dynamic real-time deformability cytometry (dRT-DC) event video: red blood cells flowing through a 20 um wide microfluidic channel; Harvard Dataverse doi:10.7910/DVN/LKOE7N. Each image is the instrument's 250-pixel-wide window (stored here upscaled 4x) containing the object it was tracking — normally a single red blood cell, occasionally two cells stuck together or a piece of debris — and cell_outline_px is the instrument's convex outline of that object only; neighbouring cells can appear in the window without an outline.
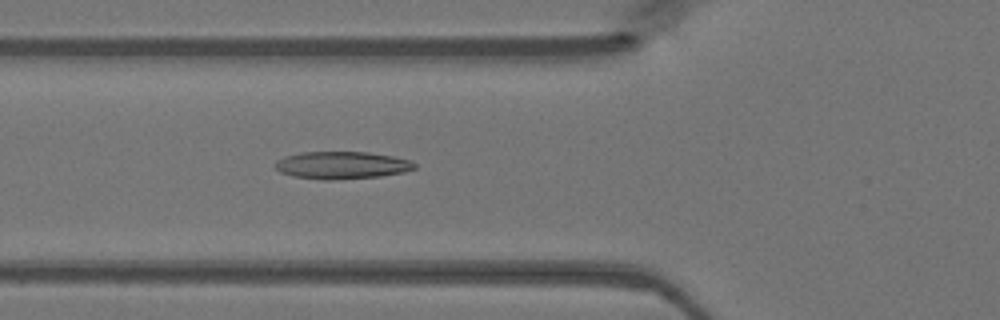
{"species": "Egyptian fruit bat (a non-hibernating species)", "species_latin": "Rousettus aegyptiacus", "temperature_condition": "warm", "stored_images_in_passage": 35, "camera_frame_rate_fps": 3000, "um_per_image_px": 0.085, "animal": {"sex": "female"}, "frame": {"image": 1, "passage_image": 7, "time_ms": 2.0, "image_size_px": [1000, 320], "cell_outline_px": [[416, 168], [404, 172], [380, 176], [332, 180], [324, 180], [292, 176], [280, 172], [276, 168], [276, 160], [284, 156], [300, 152], [368, 152], [392, 156], [412, 160], [416, 164]], "centroid_in_image_um": [29.06, 14.04], "position_along_channel_um": 96.7, "area_um2": 22.37}}
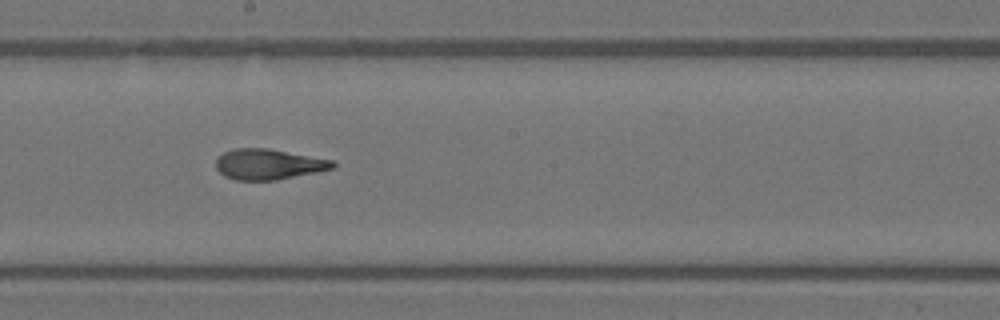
{"frame": {"image": 2, "passage_image": 16, "time_ms": 5.0, "image_size_px": [1000, 320], "cell_outline_px": [[336, 168], [276, 180], [236, 180], [224, 176], [216, 168], [216, 160], [224, 152], [236, 148], [268, 148], [336, 160]], "centroid_in_image_um": [22.87, 13.96], "position_along_channel_um": 225.3, "area_um2": 20.92}}
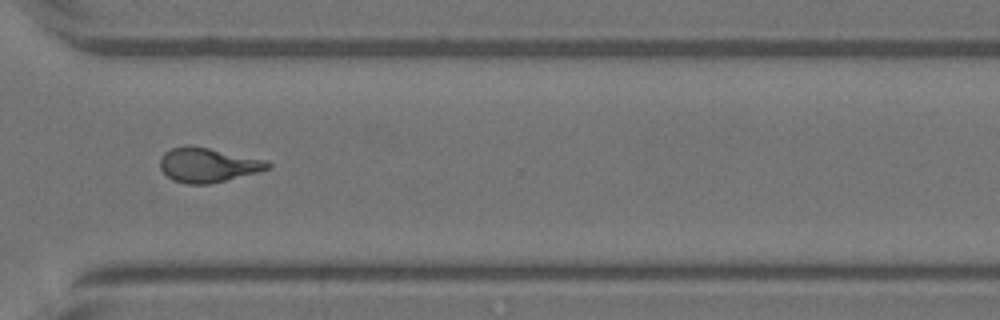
{"frame": {"image": 3, "passage_image": 25, "time_ms": 8.0, "image_size_px": [1000, 320], "cell_outline_px": [[272, 168], [208, 184], [188, 184], [172, 180], [160, 168], [160, 156], [164, 152], [172, 148], [188, 144], [268, 160], [272, 164]], "centroid_in_image_um": [17.66, 14.01], "position_along_channel_um": 352.9, "area_um2": 21.56}}